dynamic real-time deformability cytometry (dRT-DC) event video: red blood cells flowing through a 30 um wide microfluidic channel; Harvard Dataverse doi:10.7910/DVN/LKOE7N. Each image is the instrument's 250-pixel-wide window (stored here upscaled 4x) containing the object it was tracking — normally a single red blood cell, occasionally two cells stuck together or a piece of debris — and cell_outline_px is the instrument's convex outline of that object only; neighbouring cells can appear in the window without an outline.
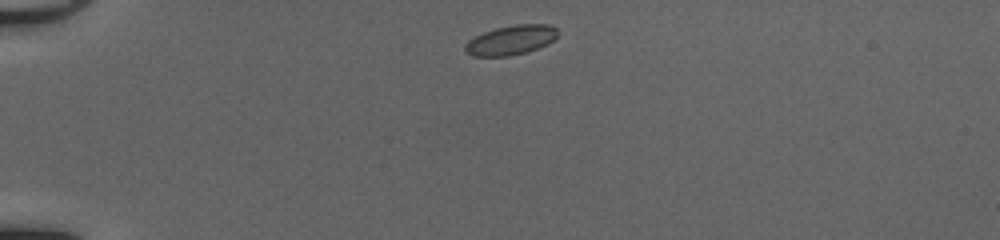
{"species": "common noctule bat (a hibernating species)", "species_latin": "Nyctalus noctula", "temperature_condition": "cold", "stored_images_in_passage": 39, "camera_frame_rate_fps": 3000, "um_per_image_px": 0.085, "animal": {"sex": "female", "body_mass_g": 20.0, "forearm_length_mm": 54.0}, "frame": {"image": 1, "passage_image": 1, "time_ms": 0.0, "image_size_px": [1000, 240], "cell_outline_px": [[556, 36], [548, 44], [524, 52], [508, 56], [472, 56], [464, 52], [464, 44], [468, 40], [484, 32], [496, 28], [516, 24], [552, 24], [556, 28]], "centroid_in_image_um": [43.39, 3.4], "position_along_channel_um": 41.6, "area_um2": 15.84}}
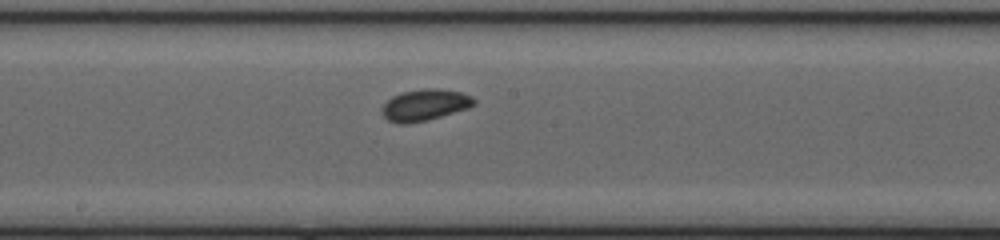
{"frame": {"image": 2, "passage_image": 17, "time_ms": 5.333, "image_size_px": [1000, 240], "cell_outline_px": [[476, 104], [468, 108], [428, 120], [408, 124], [396, 124], [388, 120], [380, 112], [380, 108], [392, 96], [400, 92], [424, 88], [440, 88], [460, 92], [472, 96], [476, 100]], "centroid_in_image_um": [36.09, 8.92], "position_along_channel_um": 212.1, "area_um2": 17.17}}
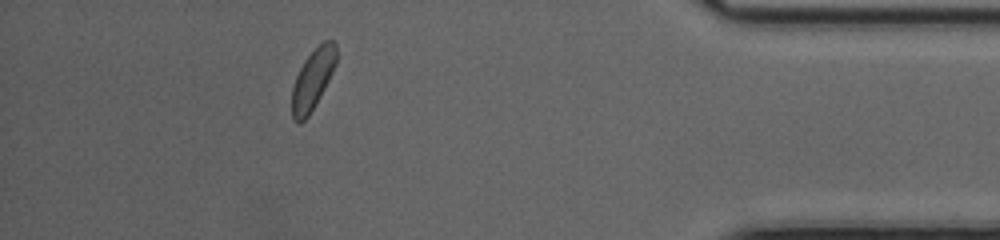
{"frame": {"image": 3, "passage_image": 34, "time_ms": 11.0, "image_size_px": [1000, 240], "cell_outline_px": [[336, 64], [324, 88], [308, 116], [300, 124], [296, 124], [292, 120], [292, 88], [296, 76], [304, 60], [324, 40], [332, 40], [336, 44]], "centroid_in_image_um": [26.56, 6.77], "position_along_channel_um": 408.6, "area_um2": 15.37}, "authors_computed_cell_mechanics": {"area_um2": 15.895, "velocity_mm_per_s": 4.1404, "shape_relaxation_time_tau1_ms": null, "shape_relaxation_time_tau2_ms": 4.3211, "deformation_change_tau1": null, "deformation_change_tau2": 0.0885}}